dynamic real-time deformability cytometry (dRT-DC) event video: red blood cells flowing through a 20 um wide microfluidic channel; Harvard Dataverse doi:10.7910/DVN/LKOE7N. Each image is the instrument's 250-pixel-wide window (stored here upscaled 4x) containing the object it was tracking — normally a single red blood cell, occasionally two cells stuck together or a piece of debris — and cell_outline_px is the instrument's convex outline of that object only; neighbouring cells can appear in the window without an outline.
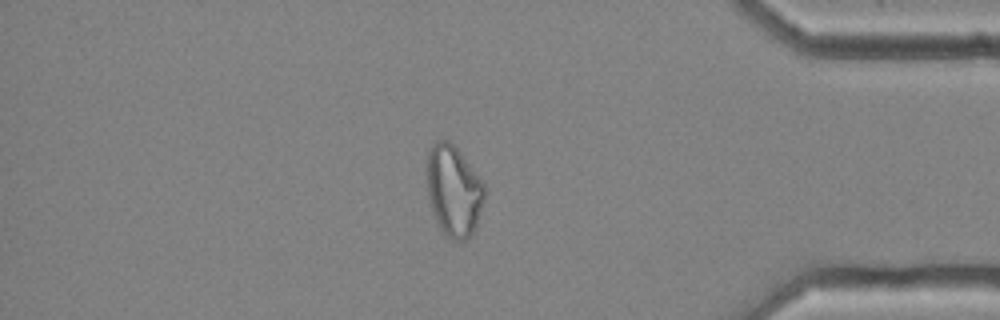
{"species": "common noctule bat (a hibernating species)", "species_latin": "Nyctalus noctula", "temperature_condition": "cold", "stored_images_in_passage": 56, "camera_frame_rate_fps": 3000, "um_per_image_px": 0.085, "animal": {"sex": "female", "body_mass_g": 25.1}, "frame": {"image": 1, "passage_image": 48, "time_ms": 15.667, "image_size_px": [1000, 320], "cell_outline_px": [[484, 200], [476, 224], [472, 232], [464, 240], [452, 240], [444, 236], [440, 232], [428, 196], [428, 152], [432, 144], [436, 140], [448, 140], [456, 148], [484, 184]], "centroid_in_image_um": [38.55, 16.24], "position_along_channel_um": 396.7, "area_um2": 29.94}}
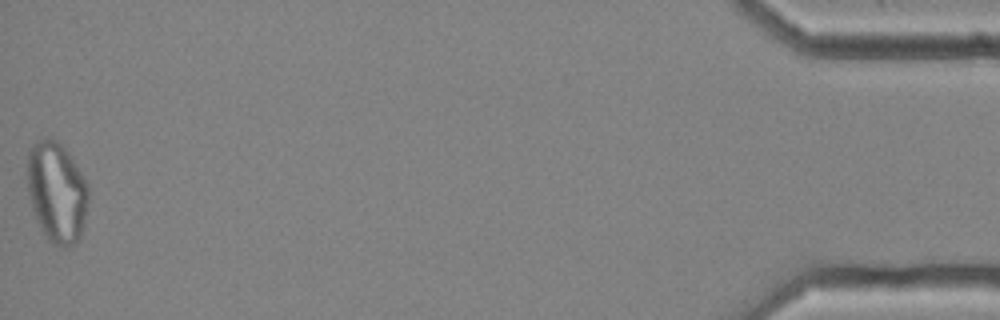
{"frame": {"image": 2, "passage_image": 56, "time_ms": 18.333, "image_size_px": [1000, 320], "cell_outline_px": [[88, 200], [84, 224], [80, 240], [68, 248], [64, 248], [52, 244], [48, 240], [36, 220], [32, 208], [28, 192], [28, 148], [36, 140], [44, 136], [52, 136], [68, 152], [84, 176], [88, 184]], "centroid_in_image_um": [4.83, 16.32], "position_along_channel_um": 430.4, "area_um2": 36.41}}